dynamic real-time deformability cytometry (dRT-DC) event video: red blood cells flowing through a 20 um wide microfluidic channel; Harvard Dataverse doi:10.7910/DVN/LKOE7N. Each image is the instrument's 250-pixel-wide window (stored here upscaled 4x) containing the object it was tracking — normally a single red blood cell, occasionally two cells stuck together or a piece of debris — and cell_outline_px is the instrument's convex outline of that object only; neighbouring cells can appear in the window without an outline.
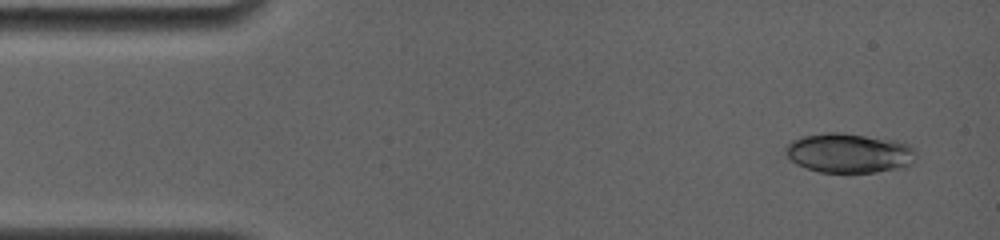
{"species": "common noctule bat (a hibernating species)", "species_latin": "Nyctalus noctula", "temperature_condition": "room temperature", "stored_images_in_passage": 11, "camera_frame_rate_fps": 4000, "um_per_image_px": 0.085, "animal": {"sex": "female", "body_mass_g": 19.0, "forearm_length_mm": 56.7}, "frame": {"image": 1, "passage_image": 3, "time_ms": 0.75, "image_size_px": [1000, 240], "cell_outline_px": [[916, 156], [912, 164], [904, 168], [876, 172], [820, 172], [796, 164], [788, 156], [784, 148], [792, 140], [800, 136], [824, 132], [840, 132], [896, 140], [908, 144], [916, 152]], "centroid_in_image_um": [72.19, 13.0], "position_along_channel_um": 12.8, "area_um2": 30.29}}
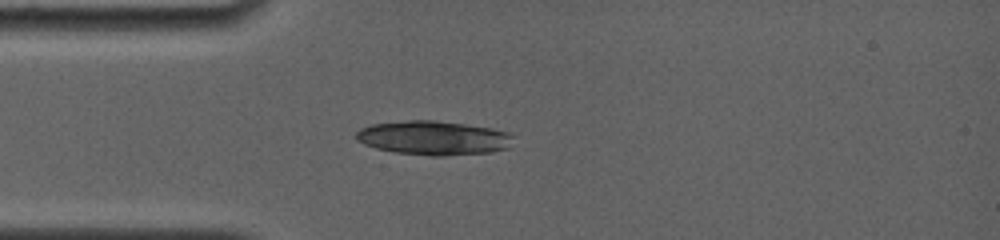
{"frame": {"image": 2, "passage_image": 10, "time_ms": 4.0, "image_size_px": [1000, 240], "cell_outline_px": [[512, 136], [508, 148], [492, 152], [444, 156], [432, 156], [396, 152], [376, 148], [364, 144], [356, 140], [356, 132], [360, 128], [372, 124], [408, 120], [432, 120], [464, 124], [492, 128], [508, 132]], "centroid_in_image_um": [36.83, 11.72], "position_along_channel_um": 48.2, "area_um2": 31.15}}